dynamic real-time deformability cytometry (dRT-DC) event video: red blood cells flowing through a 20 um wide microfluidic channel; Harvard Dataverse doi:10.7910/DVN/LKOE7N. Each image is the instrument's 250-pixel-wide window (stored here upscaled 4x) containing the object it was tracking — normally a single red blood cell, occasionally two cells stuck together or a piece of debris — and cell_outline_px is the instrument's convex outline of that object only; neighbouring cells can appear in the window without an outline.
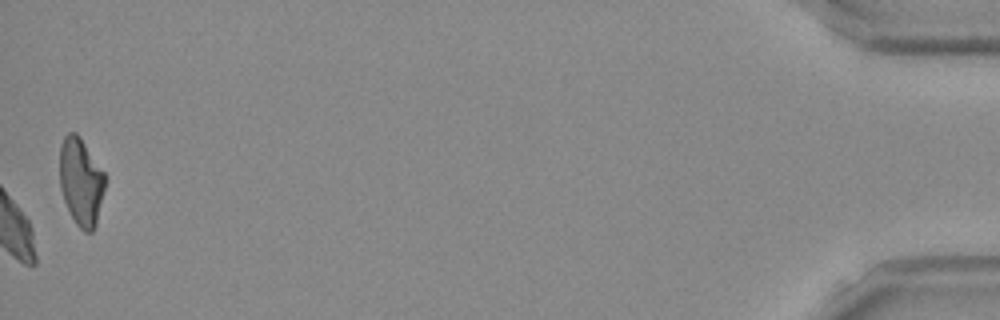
{"species": "Egyptian fruit bat (a non-hibernating species)", "species_latin": "Rousettus aegyptiacus", "temperature_condition": "room temperature", "stored_images_in_passage": 53, "camera_frame_rate_fps": 3000, "um_per_image_px": 0.085, "frame": {"image": 1, "passage_image": 53, "time_ms": 17.333, "image_size_px": [1000, 320], "cell_outline_px": [[104, 188], [96, 224], [92, 232], [84, 232], [76, 224], [64, 200], [60, 188], [60, 144], [64, 136], [68, 132], [76, 132], [80, 136], [104, 172]], "centroid_in_image_um": [6.86, 15.42], "position_along_channel_um": 428.3, "area_um2": 22.95}, "authors_computed_cell_mechanics": {"area_um2": 22.5998, "velocity_mm_per_s": 3.8066, "shape_relaxation_time_tau1_ms": 5.8733, "shape_relaxation_time_tau2_ms": 3.4929, "deformation_change_tau1": 0.131, "deformation_change_tau2": 0.0815}}